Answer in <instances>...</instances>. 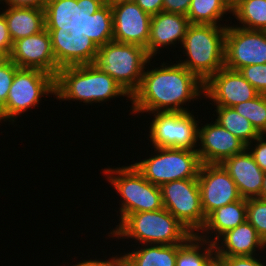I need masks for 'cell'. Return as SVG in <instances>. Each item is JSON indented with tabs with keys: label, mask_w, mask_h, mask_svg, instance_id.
<instances>
[{
	"label": "cell",
	"mask_w": 266,
	"mask_h": 266,
	"mask_svg": "<svg viewBox=\"0 0 266 266\" xmlns=\"http://www.w3.org/2000/svg\"><path fill=\"white\" fill-rule=\"evenodd\" d=\"M76 49L130 96L139 88L145 66L152 60L144 47L112 41L82 16L76 30Z\"/></svg>",
	"instance_id": "1"
},
{
	"label": "cell",
	"mask_w": 266,
	"mask_h": 266,
	"mask_svg": "<svg viewBox=\"0 0 266 266\" xmlns=\"http://www.w3.org/2000/svg\"><path fill=\"white\" fill-rule=\"evenodd\" d=\"M161 64L144 69L140 86L131 96L132 113L190 112L184 104L204 97V83L183 65Z\"/></svg>",
	"instance_id": "2"
},
{
	"label": "cell",
	"mask_w": 266,
	"mask_h": 266,
	"mask_svg": "<svg viewBox=\"0 0 266 266\" xmlns=\"http://www.w3.org/2000/svg\"><path fill=\"white\" fill-rule=\"evenodd\" d=\"M81 15L56 17L44 30L13 42L8 58L19 68L39 69L56 77L76 48Z\"/></svg>",
	"instance_id": "3"
},
{
	"label": "cell",
	"mask_w": 266,
	"mask_h": 266,
	"mask_svg": "<svg viewBox=\"0 0 266 266\" xmlns=\"http://www.w3.org/2000/svg\"><path fill=\"white\" fill-rule=\"evenodd\" d=\"M55 98L87 105L131 96L111 76L91 64L76 48L55 77Z\"/></svg>",
	"instance_id": "4"
},
{
	"label": "cell",
	"mask_w": 266,
	"mask_h": 266,
	"mask_svg": "<svg viewBox=\"0 0 266 266\" xmlns=\"http://www.w3.org/2000/svg\"><path fill=\"white\" fill-rule=\"evenodd\" d=\"M81 16L112 41L147 47L152 16L133 0L89 4Z\"/></svg>",
	"instance_id": "5"
},
{
	"label": "cell",
	"mask_w": 266,
	"mask_h": 266,
	"mask_svg": "<svg viewBox=\"0 0 266 266\" xmlns=\"http://www.w3.org/2000/svg\"><path fill=\"white\" fill-rule=\"evenodd\" d=\"M226 27V25L190 24L187 28L181 46L187 57L178 63L203 83L224 67Z\"/></svg>",
	"instance_id": "6"
},
{
	"label": "cell",
	"mask_w": 266,
	"mask_h": 266,
	"mask_svg": "<svg viewBox=\"0 0 266 266\" xmlns=\"http://www.w3.org/2000/svg\"><path fill=\"white\" fill-rule=\"evenodd\" d=\"M111 229V237L132 238L138 245H174L184 243L192 233L165 208L128 214ZM113 235V236H112ZM122 237V238H121Z\"/></svg>",
	"instance_id": "7"
},
{
	"label": "cell",
	"mask_w": 266,
	"mask_h": 266,
	"mask_svg": "<svg viewBox=\"0 0 266 266\" xmlns=\"http://www.w3.org/2000/svg\"><path fill=\"white\" fill-rule=\"evenodd\" d=\"M103 174L121 196L119 222L128 214L156 211L163 208L160 186L146 180L131 164L105 168Z\"/></svg>",
	"instance_id": "8"
},
{
	"label": "cell",
	"mask_w": 266,
	"mask_h": 266,
	"mask_svg": "<svg viewBox=\"0 0 266 266\" xmlns=\"http://www.w3.org/2000/svg\"><path fill=\"white\" fill-rule=\"evenodd\" d=\"M153 148L154 156L132 164L150 183L161 186L174 180L198 178L202 163L197 150Z\"/></svg>",
	"instance_id": "9"
},
{
	"label": "cell",
	"mask_w": 266,
	"mask_h": 266,
	"mask_svg": "<svg viewBox=\"0 0 266 266\" xmlns=\"http://www.w3.org/2000/svg\"><path fill=\"white\" fill-rule=\"evenodd\" d=\"M55 95V77L39 69L19 68L14 75L0 122H16L18 116L40 104L41 98Z\"/></svg>",
	"instance_id": "10"
},
{
	"label": "cell",
	"mask_w": 266,
	"mask_h": 266,
	"mask_svg": "<svg viewBox=\"0 0 266 266\" xmlns=\"http://www.w3.org/2000/svg\"><path fill=\"white\" fill-rule=\"evenodd\" d=\"M163 208L168 210L192 234L203 228L206 217L201 206L197 178L174 180L160 186Z\"/></svg>",
	"instance_id": "11"
},
{
	"label": "cell",
	"mask_w": 266,
	"mask_h": 266,
	"mask_svg": "<svg viewBox=\"0 0 266 266\" xmlns=\"http://www.w3.org/2000/svg\"><path fill=\"white\" fill-rule=\"evenodd\" d=\"M149 126L153 147L197 150L198 123L191 112H154Z\"/></svg>",
	"instance_id": "12"
},
{
	"label": "cell",
	"mask_w": 266,
	"mask_h": 266,
	"mask_svg": "<svg viewBox=\"0 0 266 266\" xmlns=\"http://www.w3.org/2000/svg\"><path fill=\"white\" fill-rule=\"evenodd\" d=\"M266 63V31L247 30L227 24L224 66L239 71L249 65Z\"/></svg>",
	"instance_id": "13"
},
{
	"label": "cell",
	"mask_w": 266,
	"mask_h": 266,
	"mask_svg": "<svg viewBox=\"0 0 266 266\" xmlns=\"http://www.w3.org/2000/svg\"><path fill=\"white\" fill-rule=\"evenodd\" d=\"M197 180L205 217L217 208L242 198L235 182L221 164H202Z\"/></svg>",
	"instance_id": "14"
},
{
	"label": "cell",
	"mask_w": 266,
	"mask_h": 266,
	"mask_svg": "<svg viewBox=\"0 0 266 266\" xmlns=\"http://www.w3.org/2000/svg\"><path fill=\"white\" fill-rule=\"evenodd\" d=\"M214 106L233 107L252 100L259 92L236 70L225 66L204 83V94Z\"/></svg>",
	"instance_id": "15"
},
{
	"label": "cell",
	"mask_w": 266,
	"mask_h": 266,
	"mask_svg": "<svg viewBox=\"0 0 266 266\" xmlns=\"http://www.w3.org/2000/svg\"><path fill=\"white\" fill-rule=\"evenodd\" d=\"M197 146H200L197 147V153L202 164H221L226 158L246 149V145L240 139L216 121L198 127Z\"/></svg>",
	"instance_id": "16"
},
{
	"label": "cell",
	"mask_w": 266,
	"mask_h": 266,
	"mask_svg": "<svg viewBox=\"0 0 266 266\" xmlns=\"http://www.w3.org/2000/svg\"><path fill=\"white\" fill-rule=\"evenodd\" d=\"M189 19L186 15L161 11L151 18L150 36L146 52L150 58L160 54V49L175 46L180 42L182 45L188 26Z\"/></svg>",
	"instance_id": "17"
},
{
	"label": "cell",
	"mask_w": 266,
	"mask_h": 266,
	"mask_svg": "<svg viewBox=\"0 0 266 266\" xmlns=\"http://www.w3.org/2000/svg\"><path fill=\"white\" fill-rule=\"evenodd\" d=\"M221 165L235 182L242 198H257L261 192L264 171L247 149L226 158Z\"/></svg>",
	"instance_id": "18"
},
{
	"label": "cell",
	"mask_w": 266,
	"mask_h": 266,
	"mask_svg": "<svg viewBox=\"0 0 266 266\" xmlns=\"http://www.w3.org/2000/svg\"><path fill=\"white\" fill-rule=\"evenodd\" d=\"M214 246L215 252L222 257L254 256L257 250L260 253L266 250V243L247 220L224 233Z\"/></svg>",
	"instance_id": "19"
},
{
	"label": "cell",
	"mask_w": 266,
	"mask_h": 266,
	"mask_svg": "<svg viewBox=\"0 0 266 266\" xmlns=\"http://www.w3.org/2000/svg\"><path fill=\"white\" fill-rule=\"evenodd\" d=\"M7 22L12 42L44 30L56 17L48 10L5 6L1 12Z\"/></svg>",
	"instance_id": "20"
},
{
	"label": "cell",
	"mask_w": 266,
	"mask_h": 266,
	"mask_svg": "<svg viewBox=\"0 0 266 266\" xmlns=\"http://www.w3.org/2000/svg\"><path fill=\"white\" fill-rule=\"evenodd\" d=\"M246 213L247 199L245 198L217 208L206 217L205 224L197 235L215 244L224 233L246 221Z\"/></svg>",
	"instance_id": "21"
},
{
	"label": "cell",
	"mask_w": 266,
	"mask_h": 266,
	"mask_svg": "<svg viewBox=\"0 0 266 266\" xmlns=\"http://www.w3.org/2000/svg\"><path fill=\"white\" fill-rule=\"evenodd\" d=\"M138 248L120 256L125 266H176L179 244H143Z\"/></svg>",
	"instance_id": "22"
},
{
	"label": "cell",
	"mask_w": 266,
	"mask_h": 266,
	"mask_svg": "<svg viewBox=\"0 0 266 266\" xmlns=\"http://www.w3.org/2000/svg\"><path fill=\"white\" fill-rule=\"evenodd\" d=\"M215 108L217 116L215 121L240 139L246 146L260 136L251 122L233 107L216 106Z\"/></svg>",
	"instance_id": "23"
},
{
	"label": "cell",
	"mask_w": 266,
	"mask_h": 266,
	"mask_svg": "<svg viewBox=\"0 0 266 266\" xmlns=\"http://www.w3.org/2000/svg\"><path fill=\"white\" fill-rule=\"evenodd\" d=\"M214 253L213 243L192 234L184 243L179 244L176 266H205Z\"/></svg>",
	"instance_id": "24"
},
{
	"label": "cell",
	"mask_w": 266,
	"mask_h": 266,
	"mask_svg": "<svg viewBox=\"0 0 266 266\" xmlns=\"http://www.w3.org/2000/svg\"><path fill=\"white\" fill-rule=\"evenodd\" d=\"M227 13H232L227 0H191L187 17L190 24L224 26L219 22Z\"/></svg>",
	"instance_id": "25"
},
{
	"label": "cell",
	"mask_w": 266,
	"mask_h": 266,
	"mask_svg": "<svg viewBox=\"0 0 266 266\" xmlns=\"http://www.w3.org/2000/svg\"><path fill=\"white\" fill-rule=\"evenodd\" d=\"M232 16L247 30L266 31V0H240L232 7Z\"/></svg>",
	"instance_id": "26"
},
{
	"label": "cell",
	"mask_w": 266,
	"mask_h": 266,
	"mask_svg": "<svg viewBox=\"0 0 266 266\" xmlns=\"http://www.w3.org/2000/svg\"><path fill=\"white\" fill-rule=\"evenodd\" d=\"M233 108L248 119L260 135H266V95L259 94L254 99L239 103Z\"/></svg>",
	"instance_id": "27"
},
{
	"label": "cell",
	"mask_w": 266,
	"mask_h": 266,
	"mask_svg": "<svg viewBox=\"0 0 266 266\" xmlns=\"http://www.w3.org/2000/svg\"><path fill=\"white\" fill-rule=\"evenodd\" d=\"M8 7H32L50 11L55 17L65 15H81L66 0H1L0 4Z\"/></svg>",
	"instance_id": "28"
},
{
	"label": "cell",
	"mask_w": 266,
	"mask_h": 266,
	"mask_svg": "<svg viewBox=\"0 0 266 266\" xmlns=\"http://www.w3.org/2000/svg\"><path fill=\"white\" fill-rule=\"evenodd\" d=\"M246 220L266 243V200L248 198Z\"/></svg>",
	"instance_id": "29"
},
{
	"label": "cell",
	"mask_w": 266,
	"mask_h": 266,
	"mask_svg": "<svg viewBox=\"0 0 266 266\" xmlns=\"http://www.w3.org/2000/svg\"><path fill=\"white\" fill-rule=\"evenodd\" d=\"M239 72L259 94L266 95V63L245 66Z\"/></svg>",
	"instance_id": "30"
},
{
	"label": "cell",
	"mask_w": 266,
	"mask_h": 266,
	"mask_svg": "<svg viewBox=\"0 0 266 266\" xmlns=\"http://www.w3.org/2000/svg\"><path fill=\"white\" fill-rule=\"evenodd\" d=\"M19 67L9 58L0 63V106L2 107L7 100L9 89L13 83L15 72Z\"/></svg>",
	"instance_id": "31"
},
{
	"label": "cell",
	"mask_w": 266,
	"mask_h": 266,
	"mask_svg": "<svg viewBox=\"0 0 266 266\" xmlns=\"http://www.w3.org/2000/svg\"><path fill=\"white\" fill-rule=\"evenodd\" d=\"M266 135H260L257 139L254 140V143L251 142L246 146V149L252 155L256 164L266 172ZM255 147H252L253 145Z\"/></svg>",
	"instance_id": "32"
},
{
	"label": "cell",
	"mask_w": 266,
	"mask_h": 266,
	"mask_svg": "<svg viewBox=\"0 0 266 266\" xmlns=\"http://www.w3.org/2000/svg\"><path fill=\"white\" fill-rule=\"evenodd\" d=\"M190 4L191 0H163V11L187 16Z\"/></svg>",
	"instance_id": "33"
},
{
	"label": "cell",
	"mask_w": 266,
	"mask_h": 266,
	"mask_svg": "<svg viewBox=\"0 0 266 266\" xmlns=\"http://www.w3.org/2000/svg\"><path fill=\"white\" fill-rule=\"evenodd\" d=\"M12 39L4 15L0 12V49L9 56L12 49Z\"/></svg>",
	"instance_id": "34"
},
{
	"label": "cell",
	"mask_w": 266,
	"mask_h": 266,
	"mask_svg": "<svg viewBox=\"0 0 266 266\" xmlns=\"http://www.w3.org/2000/svg\"><path fill=\"white\" fill-rule=\"evenodd\" d=\"M256 257V255L227 257V266H266V261L261 262V259Z\"/></svg>",
	"instance_id": "35"
},
{
	"label": "cell",
	"mask_w": 266,
	"mask_h": 266,
	"mask_svg": "<svg viewBox=\"0 0 266 266\" xmlns=\"http://www.w3.org/2000/svg\"><path fill=\"white\" fill-rule=\"evenodd\" d=\"M150 16L163 11V0H133Z\"/></svg>",
	"instance_id": "36"
},
{
	"label": "cell",
	"mask_w": 266,
	"mask_h": 266,
	"mask_svg": "<svg viewBox=\"0 0 266 266\" xmlns=\"http://www.w3.org/2000/svg\"><path fill=\"white\" fill-rule=\"evenodd\" d=\"M111 259V260H110ZM122 263L120 255L112 256L108 260L103 259H90V260H83V262H78L77 264H73L71 266H119Z\"/></svg>",
	"instance_id": "37"
},
{
	"label": "cell",
	"mask_w": 266,
	"mask_h": 266,
	"mask_svg": "<svg viewBox=\"0 0 266 266\" xmlns=\"http://www.w3.org/2000/svg\"><path fill=\"white\" fill-rule=\"evenodd\" d=\"M205 266H227V257H222L215 252Z\"/></svg>",
	"instance_id": "38"
},
{
	"label": "cell",
	"mask_w": 266,
	"mask_h": 266,
	"mask_svg": "<svg viewBox=\"0 0 266 266\" xmlns=\"http://www.w3.org/2000/svg\"><path fill=\"white\" fill-rule=\"evenodd\" d=\"M74 9L82 12L93 0H66Z\"/></svg>",
	"instance_id": "39"
},
{
	"label": "cell",
	"mask_w": 266,
	"mask_h": 266,
	"mask_svg": "<svg viewBox=\"0 0 266 266\" xmlns=\"http://www.w3.org/2000/svg\"><path fill=\"white\" fill-rule=\"evenodd\" d=\"M257 198L266 200V172L264 173L263 176L261 192Z\"/></svg>",
	"instance_id": "40"
},
{
	"label": "cell",
	"mask_w": 266,
	"mask_h": 266,
	"mask_svg": "<svg viewBox=\"0 0 266 266\" xmlns=\"http://www.w3.org/2000/svg\"><path fill=\"white\" fill-rule=\"evenodd\" d=\"M120 1H127V0H93L90 4H111Z\"/></svg>",
	"instance_id": "41"
},
{
	"label": "cell",
	"mask_w": 266,
	"mask_h": 266,
	"mask_svg": "<svg viewBox=\"0 0 266 266\" xmlns=\"http://www.w3.org/2000/svg\"><path fill=\"white\" fill-rule=\"evenodd\" d=\"M8 59V56L0 49V63Z\"/></svg>",
	"instance_id": "42"
},
{
	"label": "cell",
	"mask_w": 266,
	"mask_h": 266,
	"mask_svg": "<svg viewBox=\"0 0 266 266\" xmlns=\"http://www.w3.org/2000/svg\"><path fill=\"white\" fill-rule=\"evenodd\" d=\"M240 0H227L228 4L233 7L235 4H237Z\"/></svg>",
	"instance_id": "43"
}]
</instances>
